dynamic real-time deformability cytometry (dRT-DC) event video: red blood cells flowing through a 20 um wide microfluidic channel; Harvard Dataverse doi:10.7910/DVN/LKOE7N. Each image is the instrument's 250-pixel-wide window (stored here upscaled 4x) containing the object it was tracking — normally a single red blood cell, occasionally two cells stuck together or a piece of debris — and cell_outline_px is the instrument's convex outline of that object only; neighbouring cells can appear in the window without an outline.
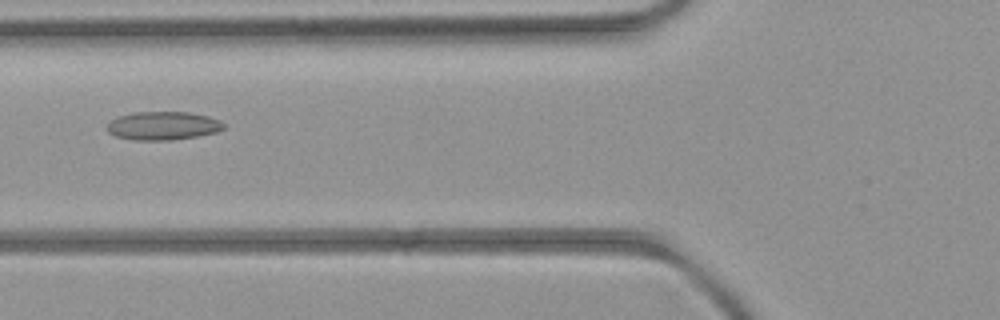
{"species": "common noctule bat (a hibernating species)", "species_latin": "Nyctalus noctula", "temperature_condition": "room temperature", "stored_images_in_passage": 4, "camera_frame_rate_fps": 3000, "um_per_image_px": 0.085, "animal": {"sex": "female", "body_mass_g": 21.9}, "frame": {"image": 1, "passage_image": 2, "time_ms": 1.333, "image_size_px": [1000, 320], "cell_outline_px": [[224, 128], [216, 132], [196, 136], [172, 140], [136, 140], [116, 136], [108, 132], [104, 128], [116, 116], [136, 112], [188, 112], [208, 116], [220, 120], [224, 124]], "centroid_in_image_um": [13.83, 10.68], "position_along_channel_um": 112.0, "area_um2": 19.31}}
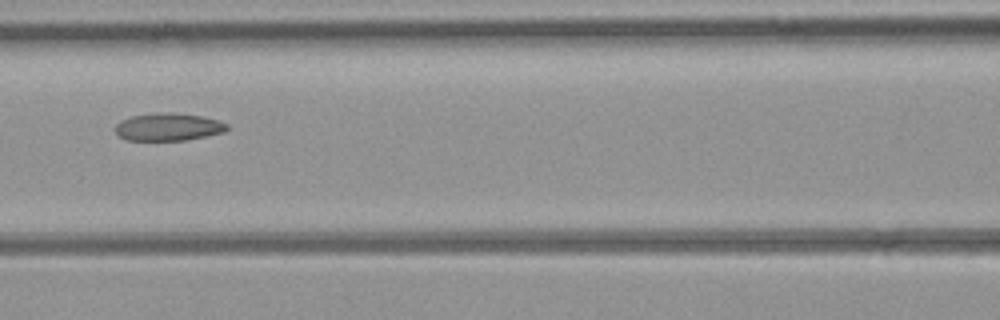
{"frame": {"image": 2, "passage_image": 3, "time_ms": 2.333, "image_size_px": [1000, 320], "cell_outline_px": [[228, 128], [224, 132], [184, 140], [124, 140], [116, 136], [116, 124], [120, 120], [132, 116], [156, 112], [168, 112], [200, 116], [220, 120], [228, 124]], "centroid_in_image_um": [14.27, 10.79], "position_along_channel_um": 152.3, "area_um2": 18.03}}
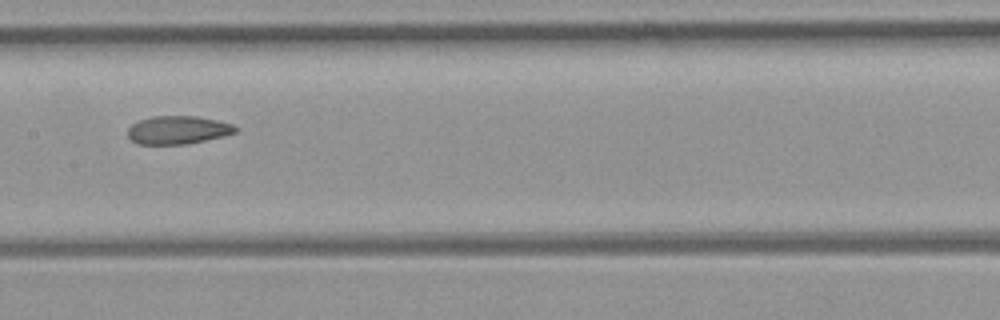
{"frame": {"image": 3, "passage_image": 4, "time_ms": 3.333, "image_size_px": [1000, 320], "cell_outline_px": [[240, 128], [236, 132], [188, 144], [136, 144], [128, 136], [128, 128], [132, 124], [140, 120], [152, 116], [196, 116], [216, 120], [232, 124]], "centroid_in_image_um": [15.1, 11.04], "position_along_channel_um": 192.3, "area_um2": 17.57}}